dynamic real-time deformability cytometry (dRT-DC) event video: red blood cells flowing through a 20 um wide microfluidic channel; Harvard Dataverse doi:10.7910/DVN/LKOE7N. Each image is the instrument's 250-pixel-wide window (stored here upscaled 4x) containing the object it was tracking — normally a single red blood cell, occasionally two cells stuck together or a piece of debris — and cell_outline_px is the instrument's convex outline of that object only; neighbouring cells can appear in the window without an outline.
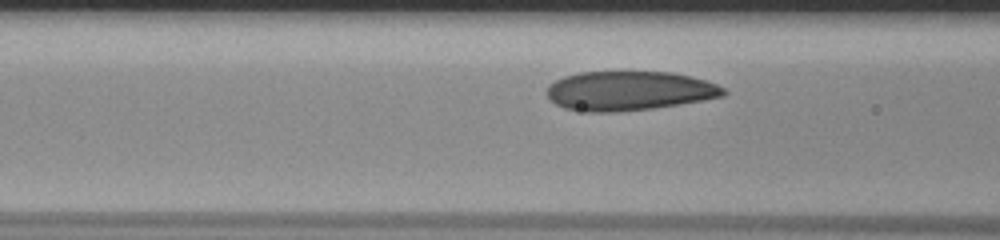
{"species": "human", "species_latin": "Homo sapiens", "temperature_condition": "room temperature", "stored_images_in_passage": 8, "camera_frame_rate_fps": 3000, "um_per_image_px": 0.085, "donor": {"sex": "male"}, "frame": {"image": 1, "passage_image": 5, "time_ms": 1.333, "image_size_px": [1000, 240], "cell_outline_px": [[728, 92], [724, 96], [652, 108], [616, 112], [588, 112], [564, 108], [548, 100], [544, 92], [548, 84], [564, 76], [580, 72], [672, 72], [704, 80], [716, 84], [724, 88]], "centroid_in_image_um": [53.39, 7.72], "position_along_channel_um": 113.2, "area_um2": 40.46}}